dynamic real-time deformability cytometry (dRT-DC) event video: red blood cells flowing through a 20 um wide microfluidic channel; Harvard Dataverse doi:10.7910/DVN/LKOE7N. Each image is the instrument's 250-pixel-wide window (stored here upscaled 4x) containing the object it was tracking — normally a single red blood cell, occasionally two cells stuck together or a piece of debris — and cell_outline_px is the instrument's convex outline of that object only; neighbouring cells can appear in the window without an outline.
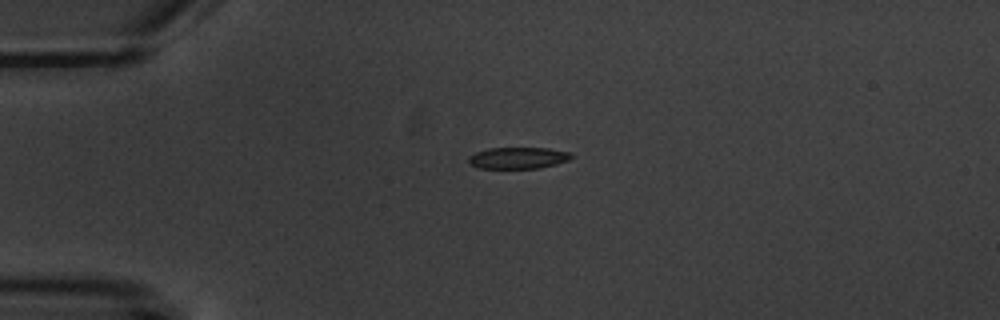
{"species": "common noctule bat (a hibernating species)", "species_latin": "Nyctalus noctula", "temperature_condition": "warm", "stored_images_in_passage": 4, "camera_frame_rate_fps": 3000, "um_per_image_px": 0.085, "animal": {"sex": "male", "body_mass_g": 20.1, "forearm_length_mm": 53.5}, "frame": {"image": 1, "passage_image": 3, "time_ms": 3.333, "image_size_px": [1000, 320], "cell_outline_px": [[572, 156], [568, 160], [556, 164], [540, 168], [480, 168], [472, 164], [468, 160], [468, 156], [476, 152], [488, 148], [548, 148], [572, 152]], "centroid_in_image_um": [44.06, 13.41], "position_along_channel_um": 40.9, "area_um2": 12.83}}